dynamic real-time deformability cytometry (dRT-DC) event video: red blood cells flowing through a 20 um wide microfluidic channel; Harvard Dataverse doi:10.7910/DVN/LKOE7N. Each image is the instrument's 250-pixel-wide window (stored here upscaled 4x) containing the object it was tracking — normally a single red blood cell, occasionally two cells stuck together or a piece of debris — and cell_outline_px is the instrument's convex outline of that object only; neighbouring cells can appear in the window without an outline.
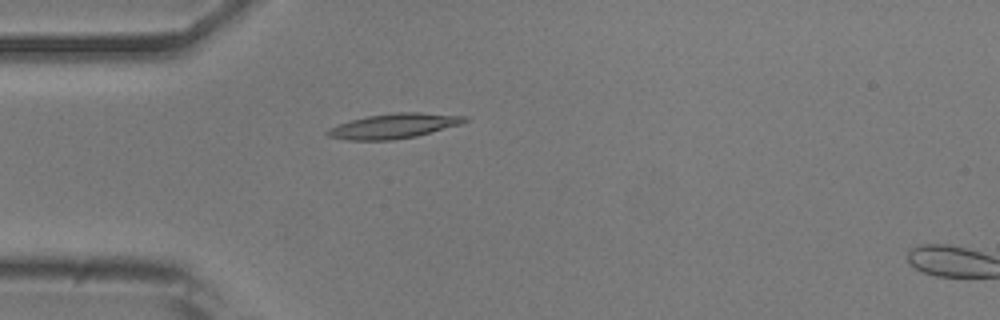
{"species": "common noctule bat (a hibernating species)", "species_latin": "Nyctalus noctula", "temperature_condition": "room temperature", "stored_images_in_passage": 3, "camera_frame_rate_fps": 3000, "um_per_image_px": 0.085, "animal": {"sex": "male", "body_mass_g": 20.5, "forearm_length_mm": 52.5}, "frame": {"image": 1, "passage_image": 2, "time_ms": 1.333, "image_size_px": [1000, 320], "cell_outline_px": [[468, 120], [460, 124], [416, 136], [392, 140], [348, 140], [328, 136], [324, 132], [328, 128], [352, 120], [368, 116], [396, 112], [420, 112], [468, 116]], "centroid_in_image_um": [33.48, 10.7], "position_along_channel_um": 51.5, "area_um2": 19.71}}